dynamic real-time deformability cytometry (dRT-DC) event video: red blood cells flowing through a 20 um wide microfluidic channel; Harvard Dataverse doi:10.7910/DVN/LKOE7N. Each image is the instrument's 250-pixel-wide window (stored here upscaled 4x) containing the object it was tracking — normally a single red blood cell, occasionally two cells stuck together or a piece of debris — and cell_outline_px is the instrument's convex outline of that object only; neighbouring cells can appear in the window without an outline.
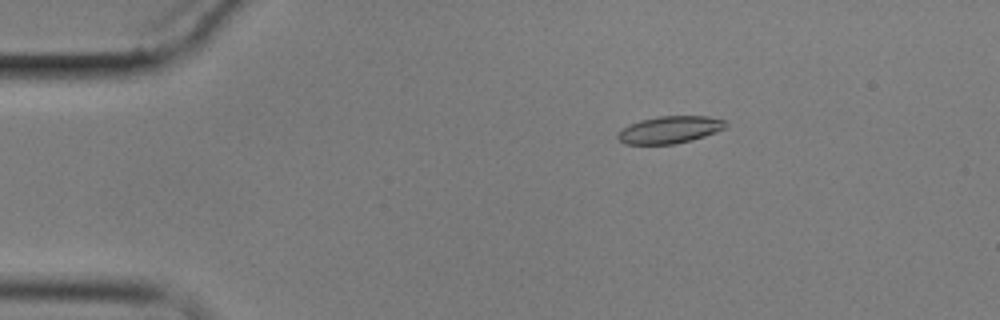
{"species": "common noctule bat (a hibernating species)", "species_latin": "Nyctalus noctula", "temperature_condition": "cold", "stored_images_in_passage": 5, "camera_frame_rate_fps": 3000, "um_per_image_px": 0.085, "animal": {"sex": "male", "body_mass_g": 17.9}, "frame": {"image": 1, "passage_image": 3, "time_ms": 2.333, "image_size_px": [1000, 320], "cell_outline_px": [[728, 124], [724, 128], [716, 132], [692, 140], [676, 144], [624, 144], [616, 136], [628, 124], [640, 120], [660, 116], [708, 116], [724, 120]], "centroid_in_image_um": [56.94, 11.02], "position_along_channel_um": 28.1, "area_um2": 17.05}}